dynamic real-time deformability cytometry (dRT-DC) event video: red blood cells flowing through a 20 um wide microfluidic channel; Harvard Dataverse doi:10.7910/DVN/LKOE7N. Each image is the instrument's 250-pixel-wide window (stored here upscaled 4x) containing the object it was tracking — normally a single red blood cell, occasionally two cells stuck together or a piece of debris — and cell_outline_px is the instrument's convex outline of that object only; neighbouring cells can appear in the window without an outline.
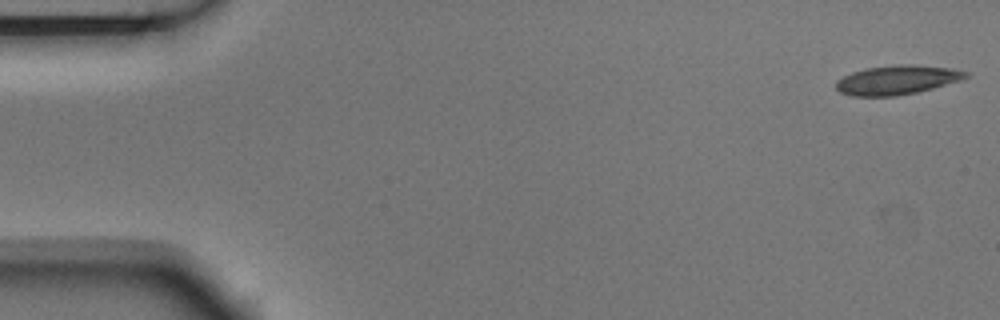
{"species": "Egyptian fruit bat (a non-hibernating species)", "species_latin": "Rousettus aegyptiacus", "temperature_condition": "room temperature", "stored_images_in_passage": 5, "camera_frame_rate_fps": 3000, "um_per_image_px": 0.085, "animal": {"sex": "male"}, "frame": {"image": 1, "passage_image": 1, "time_ms": 0.0, "image_size_px": [1000, 320], "cell_outline_px": [[972, 72], [968, 76], [960, 80], [932, 88], [916, 92], [896, 96], [852, 96], [840, 92], [836, 88], [836, 80], [852, 72], [864, 68], [896, 64], [916, 64], [952, 68]], "centroid_in_image_um": [76.26, 6.78], "position_along_channel_um": 8.7, "area_um2": 22.25}}
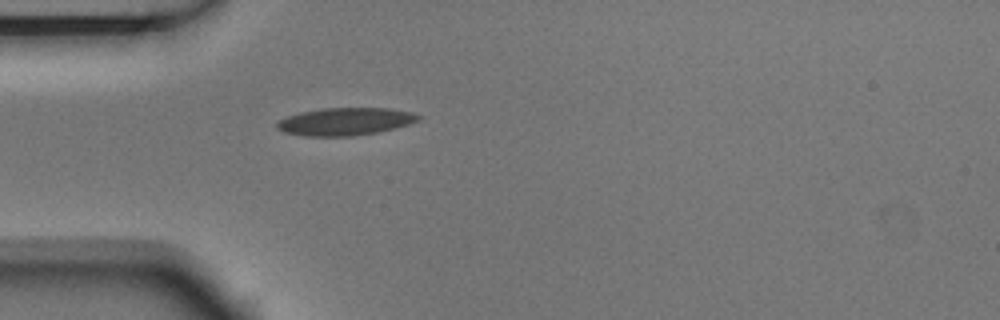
{"frame": {"image": 2, "passage_image": 5, "time_ms": 1.333, "image_size_px": [1000, 320], "cell_outline_px": [[424, 116], [420, 120], [408, 124], [380, 132], [352, 136], [304, 136], [284, 132], [276, 128], [276, 124], [280, 120], [288, 116], [300, 112], [320, 108], [388, 108], [412, 112]], "centroid_in_image_um": [29.37, 10.33], "position_along_channel_um": 55.6, "area_um2": 22.89}}